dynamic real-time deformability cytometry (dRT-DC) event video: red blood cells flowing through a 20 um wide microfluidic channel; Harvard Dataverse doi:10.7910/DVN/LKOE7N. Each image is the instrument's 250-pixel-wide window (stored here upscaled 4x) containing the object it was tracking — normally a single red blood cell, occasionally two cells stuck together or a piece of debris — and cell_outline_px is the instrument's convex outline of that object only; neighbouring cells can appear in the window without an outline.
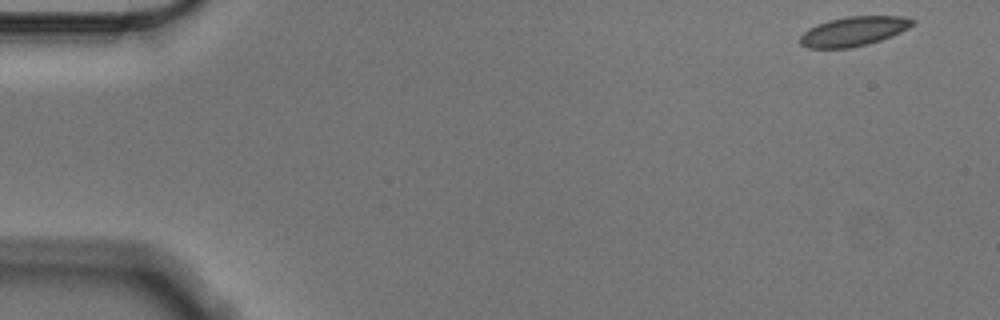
{"species": "Egyptian fruit bat (a non-hibernating species)", "species_latin": "Rousettus aegyptiacus", "temperature_condition": "cold", "stored_images_in_passage": 55, "camera_frame_rate_fps": 3000, "um_per_image_px": 0.085, "animal": {"sex": "male"}, "frame": {"image": 1, "passage_image": 1, "time_ms": 0.0, "image_size_px": [1000, 320], "cell_outline_px": [[916, 20], [908, 28], [900, 32], [880, 40], [868, 44], [852, 48], [808, 48], [800, 44], [800, 36], [808, 28], [828, 20], [848, 16], [904, 16]], "centroid_in_image_um": [72.54, 2.66], "position_along_channel_um": 12.5, "area_um2": 19.25}}
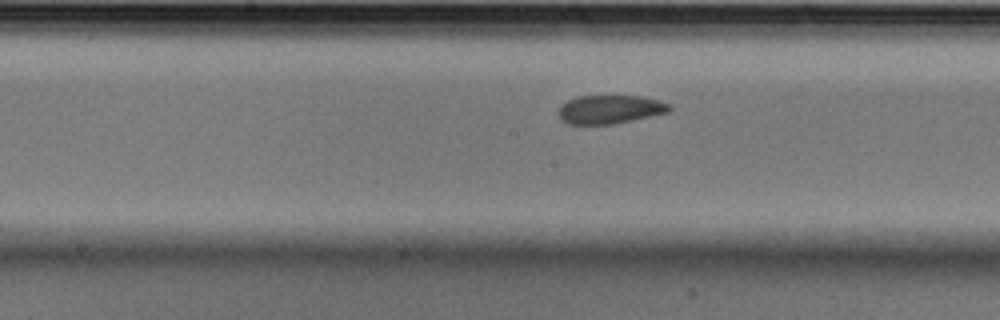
{"frame": {"image": 2, "passage_image": 27, "time_ms": 8.667, "image_size_px": [1000, 320], "cell_outline_px": [[672, 108], [668, 112], [616, 124], [568, 124], [560, 120], [560, 108], [568, 100], [576, 96], [640, 96], [660, 100], [672, 104]], "centroid_in_image_um": [51.89, 9.3], "position_along_channel_um": 196.3, "area_um2": 18.5}}
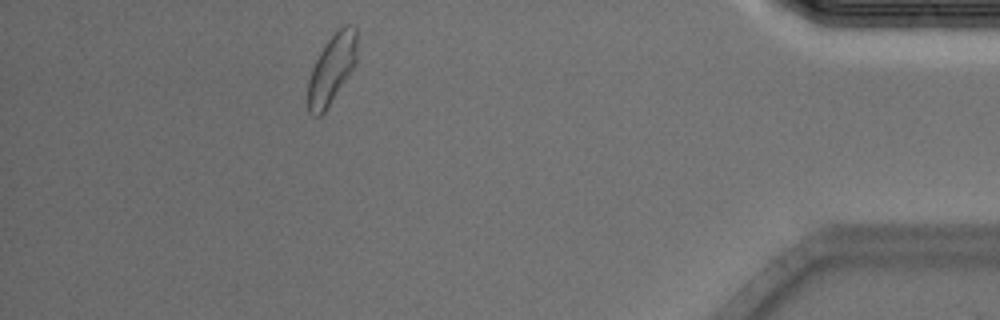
{"frame": {"image": 3, "passage_image": 49, "time_ms": 16.0, "image_size_px": [1000, 320], "cell_outline_px": [[356, 60], [352, 68], [324, 112], [320, 116], [312, 116], [308, 112], [308, 80], [312, 68], [320, 52], [328, 40], [344, 24], [348, 24], [356, 28]], "centroid_in_image_um": [28.17, 5.87], "position_along_channel_um": 407.0, "area_um2": 19.19}, "authors_computed_cell_mechanics": {"area_um2": 19.652, "velocity_mm_per_s": 3.5271, "shape_relaxation_time_tau1_ms": 11.2213, "shape_relaxation_time_tau2_ms": 2.8523, "deformation_change_tau1": 0.1671, "deformation_change_tau2": 0.0571}}